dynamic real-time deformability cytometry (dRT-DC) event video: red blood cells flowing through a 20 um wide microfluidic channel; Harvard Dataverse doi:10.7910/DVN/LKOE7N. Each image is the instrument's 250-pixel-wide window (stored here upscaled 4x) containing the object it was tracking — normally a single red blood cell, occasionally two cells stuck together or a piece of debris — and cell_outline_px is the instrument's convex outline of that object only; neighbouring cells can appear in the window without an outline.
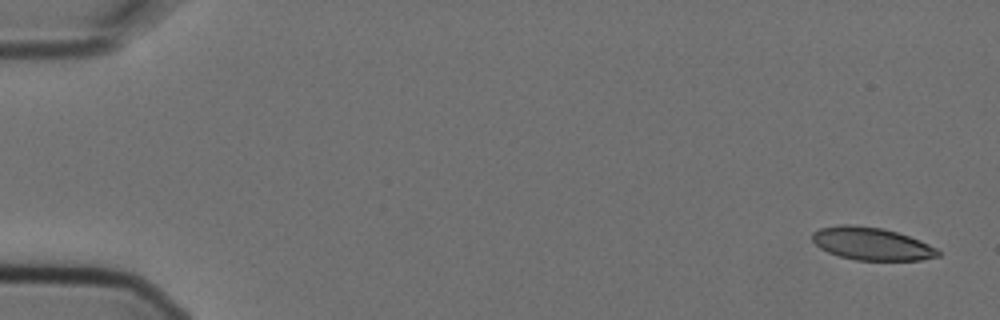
{"species": "Egyptian fruit bat (a non-hibernating species)", "species_latin": "Rousettus aegyptiacus", "temperature_condition": "cold", "stored_images_in_passage": 6, "camera_frame_rate_fps": 3000, "um_per_image_px": 0.085, "animal": {"sex": "female"}, "frame": {"image": 1, "passage_image": 1, "time_ms": 0.0, "image_size_px": [1000, 320], "cell_outline_px": [[940, 256], [920, 260], [856, 260], [840, 256], [828, 252], [820, 248], [812, 240], [812, 232], [820, 228], [836, 224], [852, 224], [884, 228], [920, 240], [936, 248], [940, 252]], "centroid_in_image_um": [74.06, 20.7], "position_along_channel_um": 10.9, "area_um2": 24.04}}
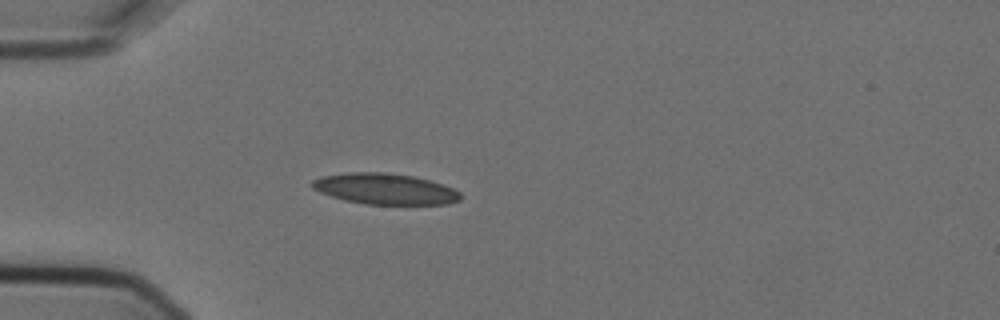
{"frame": {"image": 2, "passage_image": 5, "time_ms": 1.333, "image_size_px": [1000, 320], "cell_outline_px": [[460, 200], [448, 204], [364, 204], [344, 200], [320, 192], [312, 188], [308, 184], [312, 180], [320, 176], [348, 172], [388, 172], [412, 176], [428, 180], [452, 188], [460, 192]], "centroid_in_image_um": [32.66, 16.05], "position_along_channel_um": 52.3, "area_um2": 26.76}}